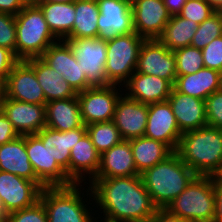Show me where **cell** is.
Wrapping results in <instances>:
<instances>
[{
    "mask_svg": "<svg viewBox=\"0 0 222 222\" xmlns=\"http://www.w3.org/2000/svg\"><path fill=\"white\" fill-rule=\"evenodd\" d=\"M87 184H73L70 186L44 187L40 194L47 213L48 222H95L98 210L89 204L93 201L90 187ZM83 186V187H82ZM85 188V189H84ZM80 190V191H79ZM86 198L83 199L85 191ZM83 193H82V192ZM89 197V202L88 198ZM90 198L92 200H90ZM87 202V203H86ZM86 203V204H85ZM91 209V210H90ZM92 210L95 212H92ZM93 214V216H92ZM95 215V216H94Z\"/></svg>",
    "mask_w": 222,
    "mask_h": 222,
    "instance_id": "4",
    "label": "cell"
},
{
    "mask_svg": "<svg viewBox=\"0 0 222 222\" xmlns=\"http://www.w3.org/2000/svg\"><path fill=\"white\" fill-rule=\"evenodd\" d=\"M71 48L82 72L92 86L108 85L105 65L106 40L100 38L63 39Z\"/></svg>",
    "mask_w": 222,
    "mask_h": 222,
    "instance_id": "9",
    "label": "cell"
},
{
    "mask_svg": "<svg viewBox=\"0 0 222 222\" xmlns=\"http://www.w3.org/2000/svg\"><path fill=\"white\" fill-rule=\"evenodd\" d=\"M4 96L31 104L47 103L34 68L26 60H19L4 81Z\"/></svg>",
    "mask_w": 222,
    "mask_h": 222,
    "instance_id": "10",
    "label": "cell"
},
{
    "mask_svg": "<svg viewBox=\"0 0 222 222\" xmlns=\"http://www.w3.org/2000/svg\"><path fill=\"white\" fill-rule=\"evenodd\" d=\"M86 133V126L83 124L80 128L69 131H58L45 126L36 135L69 178L70 150Z\"/></svg>",
    "mask_w": 222,
    "mask_h": 222,
    "instance_id": "23",
    "label": "cell"
},
{
    "mask_svg": "<svg viewBox=\"0 0 222 222\" xmlns=\"http://www.w3.org/2000/svg\"><path fill=\"white\" fill-rule=\"evenodd\" d=\"M26 151L36 177L46 186H70L74 183L52 158L36 134L26 135Z\"/></svg>",
    "mask_w": 222,
    "mask_h": 222,
    "instance_id": "12",
    "label": "cell"
},
{
    "mask_svg": "<svg viewBox=\"0 0 222 222\" xmlns=\"http://www.w3.org/2000/svg\"><path fill=\"white\" fill-rule=\"evenodd\" d=\"M208 126L222 130V91L218 90L205 99Z\"/></svg>",
    "mask_w": 222,
    "mask_h": 222,
    "instance_id": "39",
    "label": "cell"
},
{
    "mask_svg": "<svg viewBox=\"0 0 222 222\" xmlns=\"http://www.w3.org/2000/svg\"><path fill=\"white\" fill-rule=\"evenodd\" d=\"M149 222H188L180 217L171 214L167 209H157Z\"/></svg>",
    "mask_w": 222,
    "mask_h": 222,
    "instance_id": "45",
    "label": "cell"
},
{
    "mask_svg": "<svg viewBox=\"0 0 222 222\" xmlns=\"http://www.w3.org/2000/svg\"><path fill=\"white\" fill-rule=\"evenodd\" d=\"M187 0H163L164 5L166 6L169 14L171 16L178 15Z\"/></svg>",
    "mask_w": 222,
    "mask_h": 222,
    "instance_id": "46",
    "label": "cell"
},
{
    "mask_svg": "<svg viewBox=\"0 0 222 222\" xmlns=\"http://www.w3.org/2000/svg\"><path fill=\"white\" fill-rule=\"evenodd\" d=\"M182 133L168 101L148 105V118L144 136L166 144L176 151Z\"/></svg>",
    "mask_w": 222,
    "mask_h": 222,
    "instance_id": "18",
    "label": "cell"
},
{
    "mask_svg": "<svg viewBox=\"0 0 222 222\" xmlns=\"http://www.w3.org/2000/svg\"><path fill=\"white\" fill-rule=\"evenodd\" d=\"M99 164L100 154L86 133L70 150L69 179L74 184H87L97 174Z\"/></svg>",
    "mask_w": 222,
    "mask_h": 222,
    "instance_id": "22",
    "label": "cell"
},
{
    "mask_svg": "<svg viewBox=\"0 0 222 222\" xmlns=\"http://www.w3.org/2000/svg\"><path fill=\"white\" fill-rule=\"evenodd\" d=\"M15 16L0 12V46L11 50L16 56Z\"/></svg>",
    "mask_w": 222,
    "mask_h": 222,
    "instance_id": "38",
    "label": "cell"
},
{
    "mask_svg": "<svg viewBox=\"0 0 222 222\" xmlns=\"http://www.w3.org/2000/svg\"><path fill=\"white\" fill-rule=\"evenodd\" d=\"M139 175L130 141L123 140L100 155L97 174L93 178L129 177Z\"/></svg>",
    "mask_w": 222,
    "mask_h": 222,
    "instance_id": "25",
    "label": "cell"
},
{
    "mask_svg": "<svg viewBox=\"0 0 222 222\" xmlns=\"http://www.w3.org/2000/svg\"><path fill=\"white\" fill-rule=\"evenodd\" d=\"M148 118V105L128 98L123 93L118 99L112 121L123 140L144 136Z\"/></svg>",
    "mask_w": 222,
    "mask_h": 222,
    "instance_id": "19",
    "label": "cell"
},
{
    "mask_svg": "<svg viewBox=\"0 0 222 222\" xmlns=\"http://www.w3.org/2000/svg\"><path fill=\"white\" fill-rule=\"evenodd\" d=\"M99 14L96 0H76L73 29L64 39L98 38Z\"/></svg>",
    "mask_w": 222,
    "mask_h": 222,
    "instance_id": "30",
    "label": "cell"
},
{
    "mask_svg": "<svg viewBox=\"0 0 222 222\" xmlns=\"http://www.w3.org/2000/svg\"><path fill=\"white\" fill-rule=\"evenodd\" d=\"M122 87L128 98L149 105L167 101L174 85L157 76L134 72Z\"/></svg>",
    "mask_w": 222,
    "mask_h": 222,
    "instance_id": "20",
    "label": "cell"
},
{
    "mask_svg": "<svg viewBox=\"0 0 222 222\" xmlns=\"http://www.w3.org/2000/svg\"><path fill=\"white\" fill-rule=\"evenodd\" d=\"M19 134L14 129L11 122L0 110V145H3L17 138Z\"/></svg>",
    "mask_w": 222,
    "mask_h": 222,
    "instance_id": "42",
    "label": "cell"
},
{
    "mask_svg": "<svg viewBox=\"0 0 222 222\" xmlns=\"http://www.w3.org/2000/svg\"><path fill=\"white\" fill-rule=\"evenodd\" d=\"M221 35L222 11H216L203 23L198 25L190 46L198 49H203L215 38L220 37Z\"/></svg>",
    "mask_w": 222,
    "mask_h": 222,
    "instance_id": "34",
    "label": "cell"
},
{
    "mask_svg": "<svg viewBox=\"0 0 222 222\" xmlns=\"http://www.w3.org/2000/svg\"><path fill=\"white\" fill-rule=\"evenodd\" d=\"M215 213L213 220L222 222V179L214 177Z\"/></svg>",
    "mask_w": 222,
    "mask_h": 222,
    "instance_id": "43",
    "label": "cell"
},
{
    "mask_svg": "<svg viewBox=\"0 0 222 222\" xmlns=\"http://www.w3.org/2000/svg\"><path fill=\"white\" fill-rule=\"evenodd\" d=\"M198 24L179 15L171 16L157 40L167 49L175 51L190 46Z\"/></svg>",
    "mask_w": 222,
    "mask_h": 222,
    "instance_id": "32",
    "label": "cell"
},
{
    "mask_svg": "<svg viewBox=\"0 0 222 222\" xmlns=\"http://www.w3.org/2000/svg\"><path fill=\"white\" fill-rule=\"evenodd\" d=\"M215 12L216 10L206 0H187L178 15L199 25Z\"/></svg>",
    "mask_w": 222,
    "mask_h": 222,
    "instance_id": "36",
    "label": "cell"
},
{
    "mask_svg": "<svg viewBox=\"0 0 222 222\" xmlns=\"http://www.w3.org/2000/svg\"><path fill=\"white\" fill-rule=\"evenodd\" d=\"M16 58H39L59 39L51 32L38 5L25 6L16 16Z\"/></svg>",
    "mask_w": 222,
    "mask_h": 222,
    "instance_id": "5",
    "label": "cell"
},
{
    "mask_svg": "<svg viewBox=\"0 0 222 222\" xmlns=\"http://www.w3.org/2000/svg\"><path fill=\"white\" fill-rule=\"evenodd\" d=\"M6 222H48L47 213L41 200L32 206L8 214Z\"/></svg>",
    "mask_w": 222,
    "mask_h": 222,
    "instance_id": "37",
    "label": "cell"
},
{
    "mask_svg": "<svg viewBox=\"0 0 222 222\" xmlns=\"http://www.w3.org/2000/svg\"><path fill=\"white\" fill-rule=\"evenodd\" d=\"M18 61L19 60L11 50L0 46V79L3 82L7 79Z\"/></svg>",
    "mask_w": 222,
    "mask_h": 222,
    "instance_id": "41",
    "label": "cell"
},
{
    "mask_svg": "<svg viewBox=\"0 0 222 222\" xmlns=\"http://www.w3.org/2000/svg\"><path fill=\"white\" fill-rule=\"evenodd\" d=\"M0 110L19 135L37 134L46 126L45 105L21 102L3 95Z\"/></svg>",
    "mask_w": 222,
    "mask_h": 222,
    "instance_id": "17",
    "label": "cell"
},
{
    "mask_svg": "<svg viewBox=\"0 0 222 222\" xmlns=\"http://www.w3.org/2000/svg\"><path fill=\"white\" fill-rule=\"evenodd\" d=\"M131 9L134 31L145 40L157 39L171 18L163 0H134Z\"/></svg>",
    "mask_w": 222,
    "mask_h": 222,
    "instance_id": "16",
    "label": "cell"
},
{
    "mask_svg": "<svg viewBox=\"0 0 222 222\" xmlns=\"http://www.w3.org/2000/svg\"><path fill=\"white\" fill-rule=\"evenodd\" d=\"M166 209L171 214L187 221L213 220L214 177L196 175Z\"/></svg>",
    "mask_w": 222,
    "mask_h": 222,
    "instance_id": "6",
    "label": "cell"
},
{
    "mask_svg": "<svg viewBox=\"0 0 222 222\" xmlns=\"http://www.w3.org/2000/svg\"><path fill=\"white\" fill-rule=\"evenodd\" d=\"M44 13L45 21L51 32L63 40L73 29L75 22L74 3H49L43 2L38 5Z\"/></svg>",
    "mask_w": 222,
    "mask_h": 222,
    "instance_id": "31",
    "label": "cell"
},
{
    "mask_svg": "<svg viewBox=\"0 0 222 222\" xmlns=\"http://www.w3.org/2000/svg\"><path fill=\"white\" fill-rule=\"evenodd\" d=\"M204 67L222 71V35L201 49Z\"/></svg>",
    "mask_w": 222,
    "mask_h": 222,
    "instance_id": "40",
    "label": "cell"
},
{
    "mask_svg": "<svg viewBox=\"0 0 222 222\" xmlns=\"http://www.w3.org/2000/svg\"><path fill=\"white\" fill-rule=\"evenodd\" d=\"M4 95V82L0 79V102Z\"/></svg>",
    "mask_w": 222,
    "mask_h": 222,
    "instance_id": "51",
    "label": "cell"
},
{
    "mask_svg": "<svg viewBox=\"0 0 222 222\" xmlns=\"http://www.w3.org/2000/svg\"><path fill=\"white\" fill-rule=\"evenodd\" d=\"M76 0H44L49 3H74Z\"/></svg>",
    "mask_w": 222,
    "mask_h": 222,
    "instance_id": "50",
    "label": "cell"
},
{
    "mask_svg": "<svg viewBox=\"0 0 222 222\" xmlns=\"http://www.w3.org/2000/svg\"><path fill=\"white\" fill-rule=\"evenodd\" d=\"M40 58L59 75H62L77 93L92 87L71 48L64 40L50 45Z\"/></svg>",
    "mask_w": 222,
    "mask_h": 222,
    "instance_id": "14",
    "label": "cell"
},
{
    "mask_svg": "<svg viewBox=\"0 0 222 222\" xmlns=\"http://www.w3.org/2000/svg\"><path fill=\"white\" fill-rule=\"evenodd\" d=\"M7 216L8 214L3 207L2 201L0 200V222H6Z\"/></svg>",
    "mask_w": 222,
    "mask_h": 222,
    "instance_id": "48",
    "label": "cell"
},
{
    "mask_svg": "<svg viewBox=\"0 0 222 222\" xmlns=\"http://www.w3.org/2000/svg\"><path fill=\"white\" fill-rule=\"evenodd\" d=\"M219 90L222 91V71L220 72Z\"/></svg>",
    "mask_w": 222,
    "mask_h": 222,
    "instance_id": "53",
    "label": "cell"
},
{
    "mask_svg": "<svg viewBox=\"0 0 222 222\" xmlns=\"http://www.w3.org/2000/svg\"><path fill=\"white\" fill-rule=\"evenodd\" d=\"M180 159L199 176L222 174V130L204 126L181 135L175 151Z\"/></svg>",
    "mask_w": 222,
    "mask_h": 222,
    "instance_id": "2",
    "label": "cell"
},
{
    "mask_svg": "<svg viewBox=\"0 0 222 222\" xmlns=\"http://www.w3.org/2000/svg\"><path fill=\"white\" fill-rule=\"evenodd\" d=\"M167 101L182 134L208 125L205 100L177 92L173 88Z\"/></svg>",
    "mask_w": 222,
    "mask_h": 222,
    "instance_id": "21",
    "label": "cell"
},
{
    "mask_svg": "<svg viewBox=\"0 0 222 222\" xmlns=\"http://www.w3.org/2000/svg\"><path fill=\"white\" fill-rule=\"evenodd\" d=\"M129 141L139 175L157 163L162 162L173 153L166 144L146 136Z\"/></svg>",
    "mask_w": 222,
    "mask_h": 222,
    "instance_id": "29",
    "label": "cell"
},
{
    "mask_svg": "<svg viewBox=\"0 0 222 222\" xmlns=\"http://www.w3.org/2000/svg\"><path fill=\"white\" fill-rule=\"evenodd\" d=\"M86 129L100 155L123 141L119 129L112 120L86 125Z\"/></svg>",
    "mask_w": 222,
    "mask_h": 222,
    "instance_id": "33",
    "label": "cell"
},
{
    "mask_svg": "<svg viewBox=\"0 0 222 222\" xmlns=\"http://www.w3.org/2000/svg\"><path fill=\"white\" fill-rule=\"evenodd\" d=\"M135 72L157 76L174 85L177 74L173 51L167 49L157 39L144 40L139 50Z\"/></svg>",
    "mask_w": 222,
    "mask_h": 222,
    "instance_id": "13",
    "label": "cell"
},
{
    "mask_svg": "<svg viewBox=\"0 0 222 222\" xmlns=\"http://www.w3.org/2000/svg\"><path fill=\"white\" fill-rule=\"evenodd\" d=\"M140 176L154 205L158 209H166L196 174L173 152Z\"/></svg>",
    "mask_w": 222,
    "mask_h": 222,
    "instance_id": "3",
    "label": "cell"
},
{
    "mask_svg": "<svg viewBox=\"0 0 222 222\" xmlns=\"http://www.w3.org/2000/svg\"><path fill=\"white\" fill-rule=\"evenodd\" d=\"M46 126L58 131H69L83 125L77 96L52 100L45 104Z\"/></svg>",
    "mask_w": 222,
    "mask_h": 222,
    "instance_id": "26",
    "label": "cell"
},
{
    "mask_svg": "<svg viewBox=\"0 0 222 222\" xmlns=\"http://www.w3.org/2000/svg\"><path fill=\"white\" fill-rule=\"evenodd\" d=\"M144 38L135 32L107 40L106 81L123 86L136 71L139 50Z\"/></svg>",
    "mask_w": 222,
    "mask_h": 222,
    "instance_id": "7",
    "label": "cell"
},
{
    "mask_svg": "<svg viewBox=\"0 0 222 222\" xmlns=\"http://www.w3.org/2000/svg\"><path fill=\"white\" fill-rule=\"evenodd\" d=\"M220 72L202 68L194 74L177 76L174 89L177 92L205 100L219 90Z\"/></svg>",
    "mask_w": 222,
    "mask_h": 222,
    "instance_id": "28",
    "label": "cell"
},
{
    "mask_svg": "<svg viewBox=\"0 0 222 222\" xmlns=\"http://www.w3.org/2000/svg\"><path fill=\"white\" fill-rule=\"evenodd\" d=\"M216 11H222V0H206Z\"/></svg>",
    "mask_w": 222,
    "mask_h": 222,
    "instance_id": "47",
    "label": "cell"
},
{
    "mask_svg": "<svg viewBox=\"0 0 222 222\" xmlns=\"http://www.w3.org/2000/svg\"><path fill=\"white\" fill-rule=\"evenodd\" d=\"M188 222H215L214 220H192Z\"/></svg>",
    "mask_w": 222,
    "mask_h": 222,
    "instance_id": "52",
    "label": "cell"
},
{
    "mask_svg": "<svg viewBox=\"0 0 222 222\" xmlns=\"http://www.w3.org/2000/svg\"><path fill=\"white\" fill-rule=\"evenodd\" d=\"M176 59V74L183 76L194 74L204 68L201 49L186 46L173 51Z\"/></svg>",
    "mask_w": 222,
    "mask_h": 222,
    "instance_id": "35",
    "label": "cell"
},
{
    "mask_svg": "<svg viewBox=\"0 0 222 222\" xmlns=\"http://www.w3.org/2000/svg\"><path fill=\"white\" fill-rule=\"evenodd\" d=\"M0 171L13 173L29 181H34L42 189L46 187L32 168L26 151V135L0 145Z\"/></svg>",
    "mask_w": 222,
    "mask_h": 222,
    "instance_id": "24",
    "label": "cell"
},
{
    "mask_svg": "<svg viewBox=\"0 0 222 222\" xmlns=\"http://www.w3.org/2000/svg\"><path fill=\"white\" fill-rule=\"evenodd\" d=\"M41 191L34 181L0 171V200L7 214L35 204L40 200Z\"/></svg>",
    "mask_w": 222,
    "mask_h": 222,
    "instance_id": "15",
    "label": "cell"
},
{
    "mask_svg": "<svg viewBox=\"0 0 222 222\" xmlns=\"http://www.w3.org/2000/svg\"><path fill=\"white\" fill-rule=\"evenodd\" d=\"M35 71L39 85L43 89L46 102L76 97L78 93L53 68L40 57L26 60Z\"/></svg>",
    "mask_w": 222,
    "mask_h": 222,
    "instance_id": "27",
    "label": "cell"
},
{
    "mask_svg": "<svg viewBox=\"0 0 222 222\" xmlns=\"http://www.w3.org/2000/svg\"><path fill=\"white\" fill-rule=\"evenodd\" d=\"M119 85L92 86L77 95L83 124L111 121L118 99L124 93Z\"/></svg>",
    "mask_w": 222,
    "mask_h": 222,
    "instance_id": "8",
    "label": "cell"
},
{
    "mask_svg": "<svg viewBox=\"0 0 222 222\" xmlns=\"http://www.w3.org/2000/svg\"><path fill=\"white\" fill-rule=\"evenodd\" d=\"M21 1L25 6L39 5L40 3L44 2V0H21Z\"/></svg>",
    "mask_w": 222,
    "mask_h": 222,
    "instance_id": "49",
    "label": "cell"
},
{
    "mask_svg": "<svg viewBox=\"0 0 222 222\" xmlns=\"http://www.w3.org/2000/svg\"><path fill=\"white\" fill-rule=\"evenodd\" d=\"M99 7L98 38L110 40L135 32L131 3L127 0H96Z\"/></svg>",
    "mask_w": 222,
    "mask_h": 222,
    "instance_id": "11",
    "label": "cell"
},
{
    "mask_svg": "<svg viewBox=\"0 0 222 222\" xmlns=\"http://www.w3.org/2000/svg\"><path fill=\"white\" fill-rule=\"evenodd\" d=\"M102 222H149L157 211L140 175L92 178L87 182ZM95 203V205H94ZM102 209V210H101ZM102 211V212H101ZM103 217V218H101Z\"/></svg>",
    "mask_w": 222,
    "mask_h": 222,
    "instance_id": "1",
    "label": "cell"
},
{
    "mask_svg": "<svg viewBox=\"0 0 222 222\" xmlns=\"http://www.w3.org/2000/svg\"><path fill=\"white\" fill-rule=\"evenodd\" d=\"M25 5L21 0H0V12L16 16Z\"/></svg>",
    "mask_w": 222,
    "mask_h": 222,
    "instance_id": "44",
    "label": "cell"
}]
</instances>
